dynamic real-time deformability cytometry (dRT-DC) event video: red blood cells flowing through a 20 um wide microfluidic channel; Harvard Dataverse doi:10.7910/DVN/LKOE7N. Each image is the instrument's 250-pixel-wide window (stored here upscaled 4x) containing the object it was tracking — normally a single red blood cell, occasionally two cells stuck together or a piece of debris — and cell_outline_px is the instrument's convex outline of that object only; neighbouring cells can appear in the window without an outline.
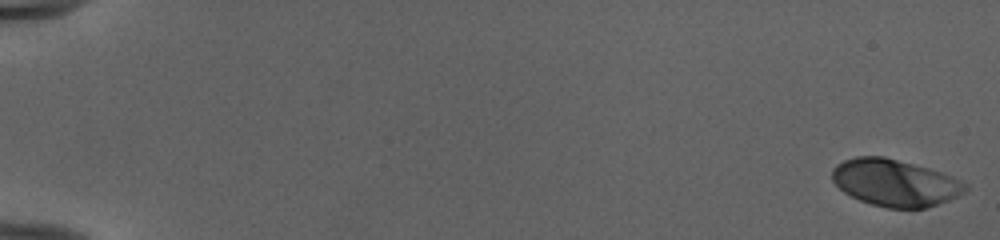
{"species": "human", "species_latin": "Homo sapiens", "temperature_condition": "cold", "stored_images_in_passage": 53, "camera_frame_rate_fps": 3000, "um_per_image_px": 0.085, "donor": {"sex": "female"}, "frame": {"image": 1, "passage_image": 1, "time_ms": 0.0, "image_size_px": [1000, 240], "cell_outline_px": [[968, 188], [964, 192], [948, 200], [924, 208], [888, 208], [872, 204], [860, 200], [844, 192], [832, 180], [832, 168], [836, 164], [844, 160], [856, 156], [884, 156], [928, 168], [940, 172], [968, 184]], "centroid_in_image_um": [76.04, 15.52], "position_along_channel_um": 9.0, "area_um2": 36.07}}
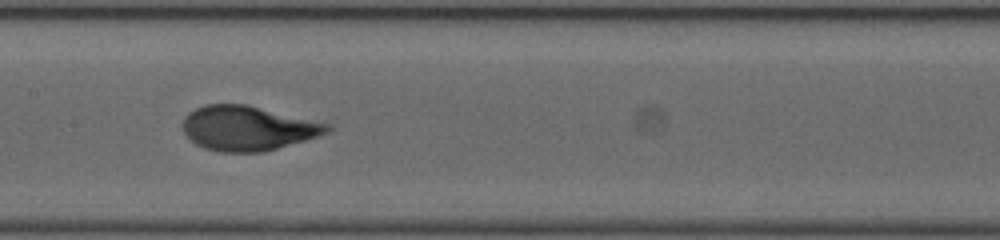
{"frame": {"image": 2, "passage_image": 29, "time_ms": 9.333, "image_size_px": [1000, 240], "cell_outline_px": [[332, 128], [328, 132], [304, 140], [264, 152], [220, 152], [204, 148], [196, 144], [184, 132], [184, 116], [188, 112], [204, 104], [244, 104], [332, 124]], "centroid_in_image_um": [21.05, 10.89], "position_along_channel_um": 186.3, "area_um2": 37.28}}
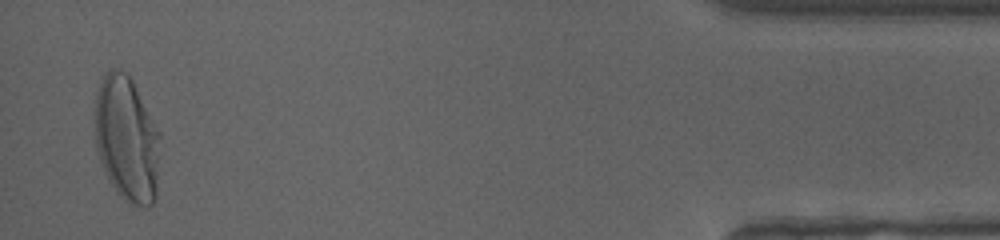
{"frame": {"image": 3, "passage_image": 52, "time_ms": 17.0, "image_size_px": [1000, 240], "cell_outline_px": [[160, 136], [156, 196], [152, 204], [144, 208], [128, 204], [116, 192], [108, 180], [100, 160], [96, 148], [96, 92], [104, 72], [112, 68], [116, 68], [128, 72], [160, 132]], "centroid_in_image_um": [10.78, 11.82], "position_along_channel_um": 424.4, "area_um2": 48.09}}